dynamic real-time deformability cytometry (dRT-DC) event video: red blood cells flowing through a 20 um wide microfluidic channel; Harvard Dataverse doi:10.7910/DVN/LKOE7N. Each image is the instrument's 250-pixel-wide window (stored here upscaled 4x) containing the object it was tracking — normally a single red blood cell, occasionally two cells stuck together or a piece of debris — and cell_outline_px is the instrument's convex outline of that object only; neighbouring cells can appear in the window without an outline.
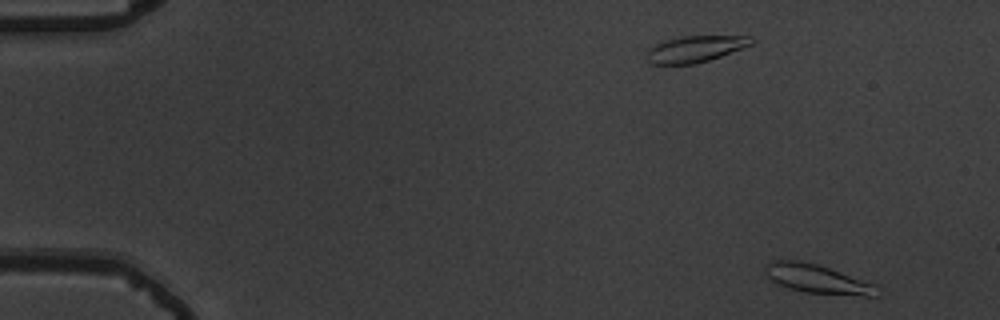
{"species": "common noctule bat (a hibernating species)", "species_latin": "Nyctalus noctula", "temperature_condition": "warm", "stored_images_in_passage": 54, "camera_frame_rate_fps": 3000, "um_per_image_px": 0.085, "animal": {"sex": "male", "body_mass_g": 19.5, "forearm_length_mm": 54.6}, "frame": {"image": 1, "passage_image": 2, "time_ms": 0.333, "image_size_px": [1000, 320], "cell_outline_px": [[876, 296], [864, 296], [804, 292], [788, 288], [776, 284], [764, 272], [764, 268], [772, 260], [800, 260], [816, 264], [876, 284]], "centroid_in_image_um": [69.42, 23.71], "position_along_channel_um": 15.6, "area_um2": 18.61}}
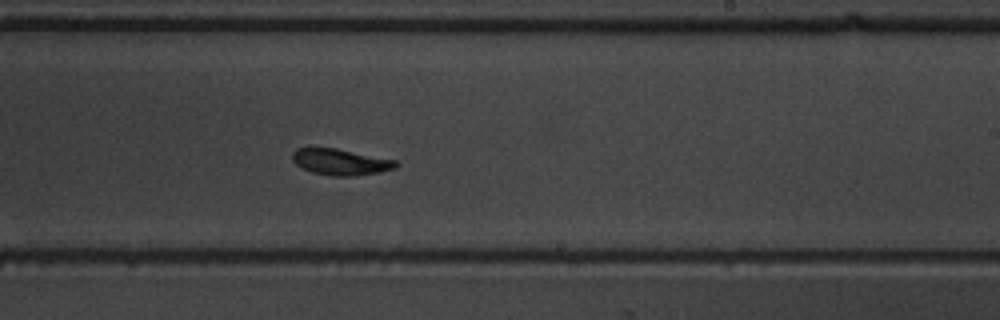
{"frame": {"image": 2, "passage_image": 33, "time_ms": 10.667, "image_size_px": [1000, 320], "cell_outline_px": [[400, 164], [396, 168], [380, 172], [356, 176], [332, 176], [312, 172], [296, 164], [292, 160], [292, 152], [296, 148], [308, 144], [336, 148], [396, 160]], "centroid_in_image_um": [28.89, 13.72], "position_along_channel_um": 260.1, "area_um2": 16.42}}
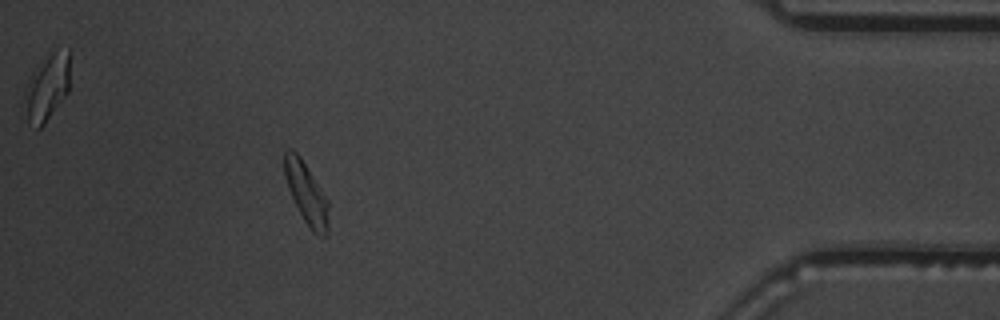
{"frame": {"image": 3, "passage_image": 49, "time_ms": 16.0, "image_size_px": [1000, 320], "cell_outline_px": [[328, 236], [320, 236], [312, 232], [304, 220], [288, 188], [284, 176], [284, 152], [288, 148], [292, 148], [300, 156], [328, 200]], "centroid_in_image_um": [26.04, 16.43], "position_along_channel_um": 409.2, "area_um2": 15.66}, "authors_computed_cell_mechanics": {"area_um2": 16.3863, "velocity_mm_per_s": 3.6661, "shape_relaxation_time_tau1_ms": 4.2373, "shape_relaxation_time_tau2_ms": 3.2084, "deformation_change_tau1": 0.1955, "deformation_change_tau2": 0.1001}}